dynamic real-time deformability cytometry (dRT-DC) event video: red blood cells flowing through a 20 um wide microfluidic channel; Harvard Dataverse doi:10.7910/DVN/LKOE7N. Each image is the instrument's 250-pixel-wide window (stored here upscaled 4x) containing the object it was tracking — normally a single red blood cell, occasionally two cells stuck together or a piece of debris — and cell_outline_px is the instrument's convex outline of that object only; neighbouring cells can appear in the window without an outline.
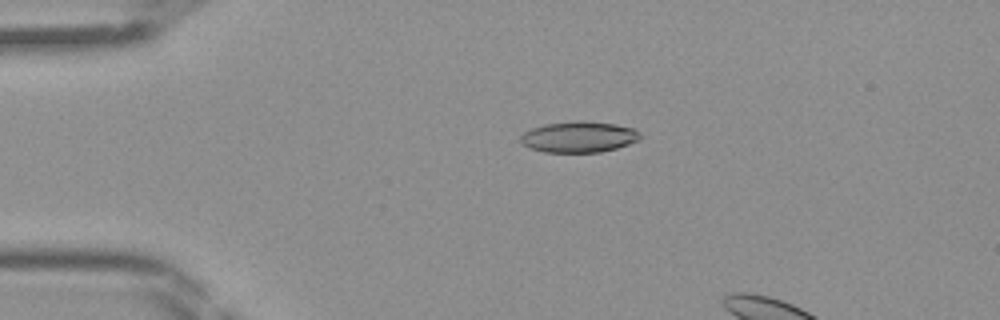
{"species": "Egyptian fruit bat (a non-hibernating species)", "species_latin": "Rousettus aegyptiacus", "temperature_condition": "room temperature", "stored_images_in_passage": 5, "camera_frame_rate_fps": 3000, "um_per_image_px": 0.085, "frame": {"image": 1, "passage_image": 1, "time_ms": 0.0, "image_size_px": [1000, 320], "cell_outline_px": [[640, 140], [616, 148], [600, 152], [544, 152], [528, 148], [520, 144], [520, 136], [524, 132], [532, 128], [544, 124], [576, 120], [580, 120], [616, 124], [632, 128], [640, 132]], "centroid_in_image_um": [49.17, 11.63], "position_along_channel_um": 35.8, "area_um2": 21.79}}